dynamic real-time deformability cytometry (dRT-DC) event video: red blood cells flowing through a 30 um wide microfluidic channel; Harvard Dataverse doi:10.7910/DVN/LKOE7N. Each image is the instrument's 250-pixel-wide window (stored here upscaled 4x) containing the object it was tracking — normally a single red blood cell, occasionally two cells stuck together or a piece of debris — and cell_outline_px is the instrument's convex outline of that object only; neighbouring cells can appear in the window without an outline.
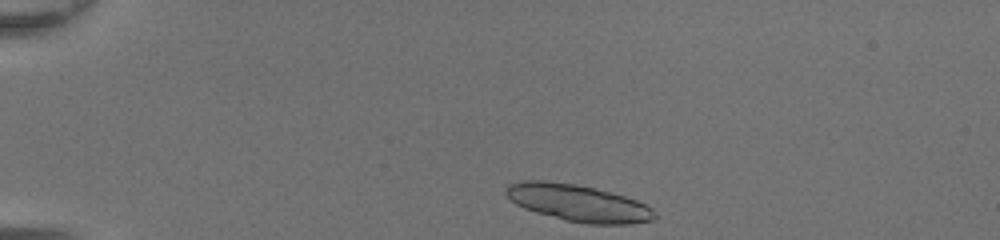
{"species": "common noctule bat (a hibernating species)", "species_latin": "Nyctalus noctula", "temperature_condition": "room temperature", "stored_images_in_passage": 38, "camera_frame_rate_fps": 3000, "um_per_image_px": 0.085, "animal": {"sex": "female", "body_mass_g": 20.0, "forearm_length_mm": 54.0}, "frame": {"image": 1, "passage_image": 1, "time_ms": 0.0, "image_size_px": [1000, 240], "cell_outline_px": [[656, 216], [652, 220], [628, 224], [588, 224], [564, 220], [536, 212], [524, 208], [516, 204], [504, 192], [504, 188], [508, 184], [524, 180], [544, 180], [576, 184], [624, 196], [636, 200], [652, 208], [656, 212]], "centroid_in_image_um": [49.11, 17.25], "position_along_channel_um": 35.9, "area_um2": 31.79}}
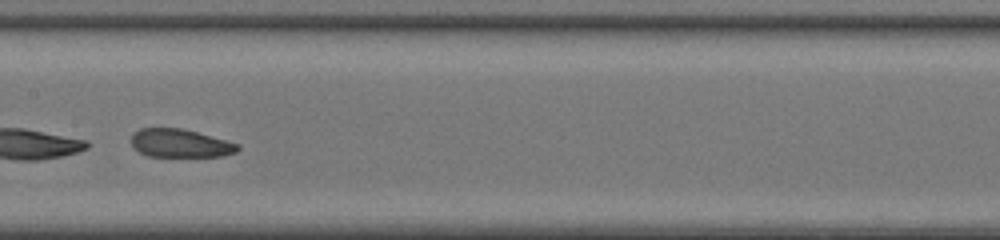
{"frame": {"image": 2, "passage_image": 17, "time_ms": 5.333, "image_size_px": [1000, 240], "cell_outline_px": [[240, 148], [236, 152], [224, 156], [148, 156], [132, 148], [132, 132], [140, 128], [184, 128], [240, 144]], "centroid_in_image_um": [15.32, 12.17], "position_along_channel_um": 192.1, "area_um2": 17.69}, "authors_computed_cell_mechanics": {"area_um2": 19.4208, "velocity_mm_per_s": 4.3793, "shape_relaxation_time_tau1_ms": 0.452, "shape_relaxation_time_tau2_ms": 1.9201, "deformation_change_tau1": 0.2628, "deformation_change_tau2": 0.0766}}